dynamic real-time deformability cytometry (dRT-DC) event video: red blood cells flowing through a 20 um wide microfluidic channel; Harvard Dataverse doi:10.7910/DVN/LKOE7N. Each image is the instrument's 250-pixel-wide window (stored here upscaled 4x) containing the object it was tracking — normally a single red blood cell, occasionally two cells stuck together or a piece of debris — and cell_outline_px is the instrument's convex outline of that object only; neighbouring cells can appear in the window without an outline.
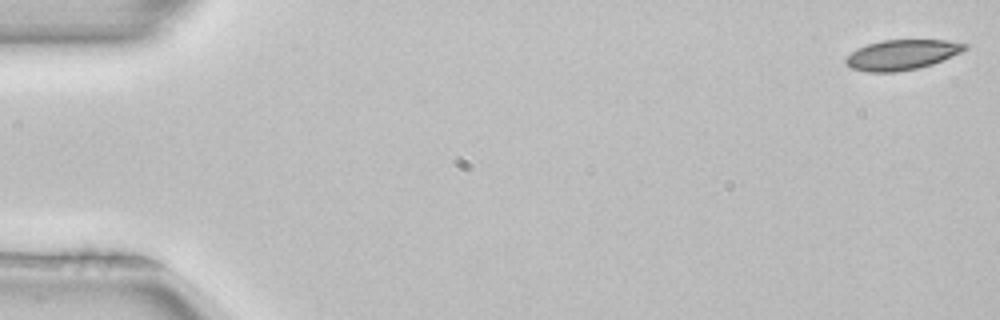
{"species": "common noctule bat (a hibernating species)", "species_latin": "Nyctalus noctula", "temperature_condition": "room temperature", "stored_images_in_passage": 47, "camera_frame_rate_fps": 3000, "um_per_image_px": 0.085, "animal": {"sex": "female", "body_mass_g": 22.7, "forearm_length_mm": 54.2}, "frame": {"image": 1, "passage_image": 1, "time_ms": 0.0, "image_size_px": [1000, 320], "cell_outline_px": [[968, 48], [960, 52], [932, 64], [916, 68], [896, 72], [868, 72], [852, 68], [844, 60], [856, 48], [868, 44], [884, 40], [944, 40], [968, 44]], "centroid_in_image_um": [76.65, 4.65], "position_along_channel_um": 8.4, "area_um2": 20.58}}
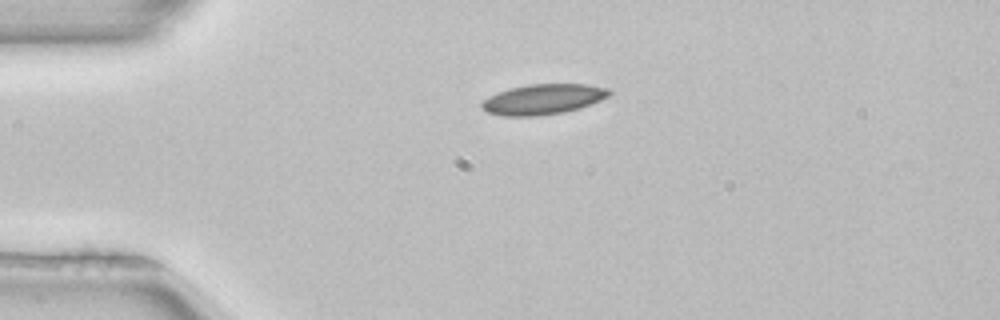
{"frame": {"image": 2, "passage_image": 12, "time_ms": 3.667, "image_size_px": [1000, 320], "cell_outline_px": [[612, 92], [608, 96], [600, 100], [580, 108], [564, 112], [536, 116], [504, 116], [488, 112], [480, 108], [480, 104], [488, 96], [512, 88], [528, 84], [588, 84], [608, 88]], "centroid_in_image_um": [46.17, 8.44], "position_along_channel_um": 38.8, "area_um2": 22.43}}
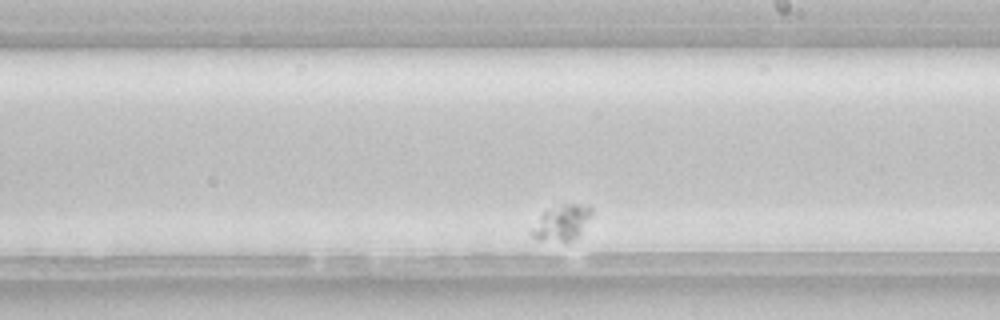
{"frame": {"image": 3, "passage_image": 34, "time_ms": 11.0, "image_size_px": [1000, 320], "cell_outline_px": [[592, 216], [580, 236], [572, 244], [568, 244], [536, 240], [532, 236], [532, 232], [540, 216], [544, 212], [560, 204], [588, 204], [592, 208]], "centroid_in_image_um": [47.84, 18.99], "position_along_channel_um": 241.2, "area_um2": 12.95}}